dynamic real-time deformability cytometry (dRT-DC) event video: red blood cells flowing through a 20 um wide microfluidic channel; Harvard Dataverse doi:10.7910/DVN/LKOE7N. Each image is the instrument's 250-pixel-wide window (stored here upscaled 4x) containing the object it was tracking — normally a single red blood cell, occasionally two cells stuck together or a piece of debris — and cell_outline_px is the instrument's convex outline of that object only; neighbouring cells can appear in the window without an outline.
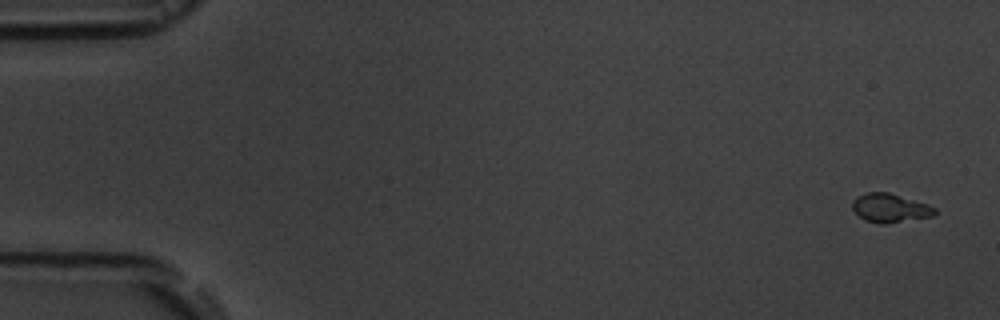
{"species": "common noctule bat (a hibernating species)", "species_latin": "Nyctalus noctula", "temperature_condition": "room temperature", "stored_images_in_passage": 5, "camera_frame_rate_fps": 3000, "um_per_image_px": 0.085, "animal": {"sex": "male", "body_mass_g": 19.5, "forearm_length_mm": 54.6}, "frame": {"image": 1, "passage_image": 1, "time_ms": 0.0, "image_size_px": [1000, 320], "cell_outline_px": [[936, 212], [932, 216], [884, 224], [880, 224], [864, 220], [852, 208], [852, 200], [856, 196], [868, 192], [888, 192], [928, 204], [936, 208]], "centroid_in_image_um": [75.63, 17.67], "position_along_channel_um": 9.4, "area_um2": 13.76}}